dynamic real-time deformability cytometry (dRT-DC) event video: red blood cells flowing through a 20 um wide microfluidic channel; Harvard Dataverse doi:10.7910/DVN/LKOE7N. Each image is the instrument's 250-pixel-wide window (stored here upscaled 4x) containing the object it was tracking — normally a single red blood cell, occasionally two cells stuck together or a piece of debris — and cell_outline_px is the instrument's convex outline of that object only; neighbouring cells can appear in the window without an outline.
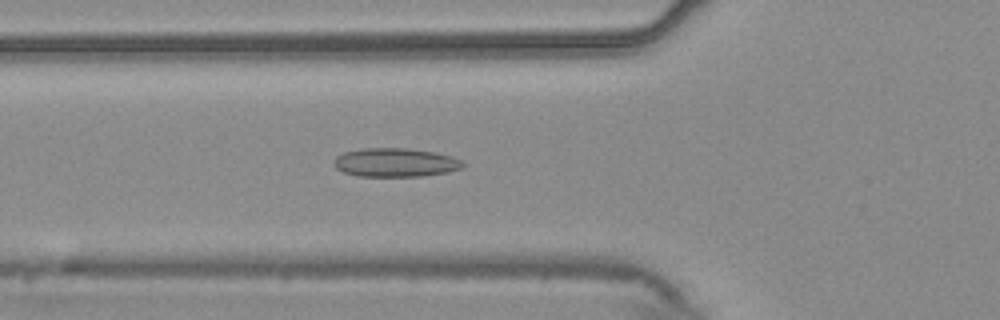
{"species": "common noctule bat (a hibernating species)", "species_latin": "Nyctalus noctula", "temperature_condition": "warm", "stored_images_in_passage": 55, "camera_frame_rate_fps": 3000, "um_per_image_px": 0.085, "animal": {"sex": "male", "body_mass_g": 20.4}, "frame": {"image": 1, "passage_image": 20, "time_ms": 6.333, "image_size_px": [1000, 320], "cell_outline_px": [[464, 164], [460, 168], [448, 172], [420, 176], [356, 176], [344, 172], [336, 168], [332, 164], [336, 156], [344, 152], [360, 148], [404, 148], [432, 152], [452, 156], [460, 160]], "centroid_in_image_um": [33.55, 13.81], "position_along_channel_um": 92.3, "area_um2": 21.5}}
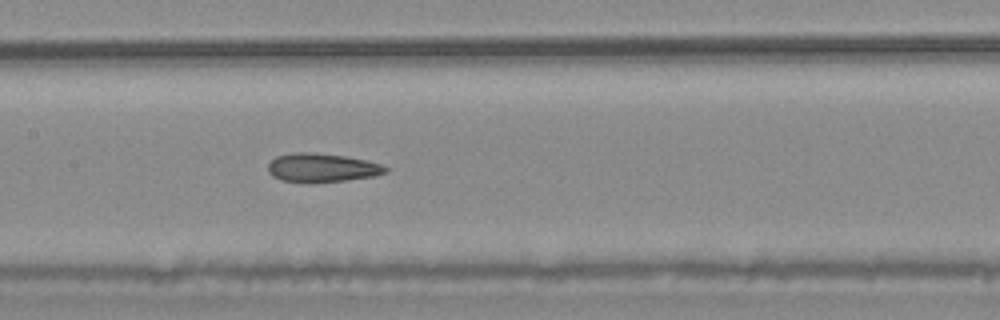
{"frame": {"image": 2, "passage_image": 27, "time_ms": 8.667, "image_size_px": [1000, 320], "cell_outline_px": [[388, 172], [372, 176], [344, 180], [312, 184], [280, 180], [272, 176], [268, 172], [268, 164], [276, 156], [292, 152], [312, 152], [344, 156], [364, 160], [380, 164], [388, 168]], "centroid_in_image_um": [27.3, 14.27], "position_along_channel_um": 180.1, "area_um2": 19.83}}
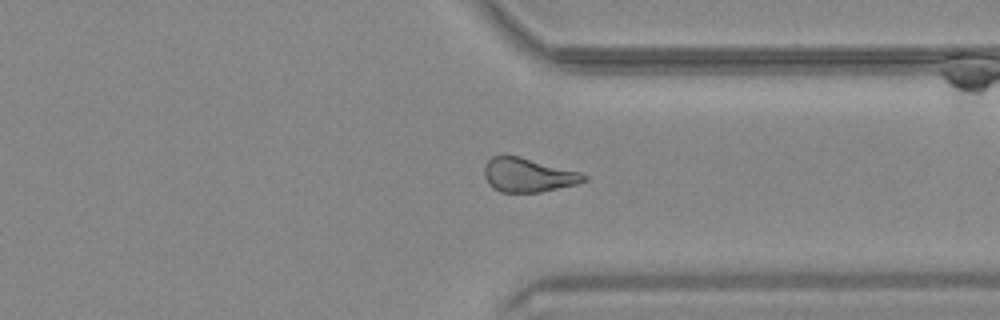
{"frame": {"image": 3, "passage_image": 42, "time_ms": 13.667, "image_size_px": [1000, 320], "cell_outline_px": [[588, 180], [576, 184], [540, 192], [500, 192], [492, 188], [488, 184], [484, 176], [484, 168], [488, 160], [492, 156], [520, 156], [580, 172], [588, 176]], "centroid_in_image_um": [44.88, 14.88], "position_along_channel_um": 366.5, "area_um2": 19.71}, "authors_computed_cell_mechanics": {"area_um2": 20.4034, "velocity_mm_per_s": 3.7301, "shape_relaxation_time_tau1_ms": null, "shape_relaxation_time_tau2_ms": 4.084, "deformation_change_tau1": null, "deformation_change_tau2": 0.1257}}